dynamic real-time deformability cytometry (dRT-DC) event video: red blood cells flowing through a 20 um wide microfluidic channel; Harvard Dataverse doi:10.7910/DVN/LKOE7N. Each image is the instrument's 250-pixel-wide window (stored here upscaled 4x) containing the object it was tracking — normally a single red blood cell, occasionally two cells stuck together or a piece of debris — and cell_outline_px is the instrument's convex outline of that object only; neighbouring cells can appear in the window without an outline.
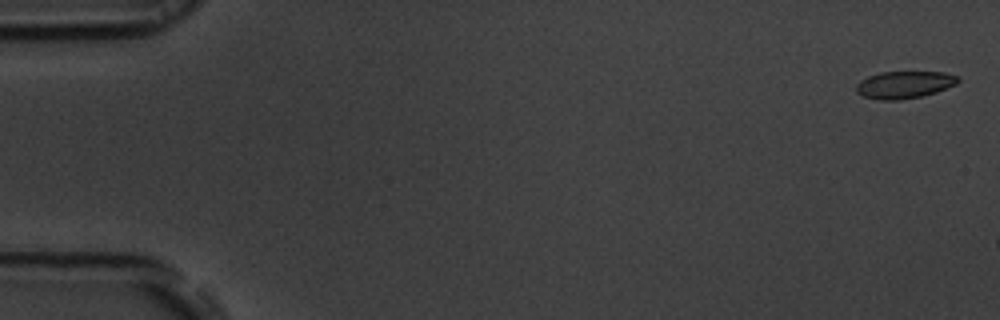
{"species": "common noctule bat (a hibernating species)", "species_latin": "Nyctalus noctula", "temperature_condition": "room temperature", "stored_images_in_passage": 9, "camera_frame_rate_fps": 3000, "um_per_image_px": 0.085, "animal": {"sex": "male", "body_mass_g": 19.5, "forearm_length_mm": 54.6}, "frame": {"image": 1, "passage_image": 2, "time_ms": 0.333, "image_size_px": [1000, 320], "cell_outline_px": [[960, 80], [956, 84], [936, 92], [920, 96], [900, 100], [880, 100], [864, 96], [856, 92], [856, 84], [860, 80], [868, 76], [880, 72], [944, 72], [960, 76]], "centroid_in_image_um": [76.87, 7.19], "position_along_channel_um": 8.1, "area_um2": 16.18}}